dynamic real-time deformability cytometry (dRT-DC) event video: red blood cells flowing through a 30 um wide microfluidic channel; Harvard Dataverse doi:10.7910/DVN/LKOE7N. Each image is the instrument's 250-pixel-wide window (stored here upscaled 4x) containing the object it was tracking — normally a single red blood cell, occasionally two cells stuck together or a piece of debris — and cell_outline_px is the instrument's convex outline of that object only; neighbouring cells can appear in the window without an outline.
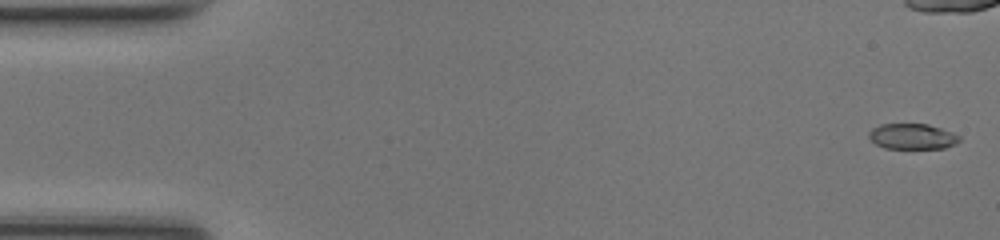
{"species": "common noctule bat (a hibernating species)", "species_latin": "Nyctalus noctula", "temperature_condition": "room temperature", "stored_images_in_passage": 50, "camera_frame_rate_fps": 3000, "um_per_image_px": 0.085, "animal": {"sex": "female", "body_mass_g": 17.0, "forearm_length_mm": 48.0}, "frame": {"image": 1, "passage_image": 1, "time_ms": 0.0, "image_size_px": [1000, 240], "cell_outline_px": [[960, 140], [956, 144], [944, 148], [884, 148], [876, 144], [868, 136], [868, 132], [872, 128], [880, 124], [928, 124], [952, 132], [960, 136]], "centroid_in_image_um": [77.54, 11.59], "position_along_channel_um": 7.5, "area_um2": 13.47}}
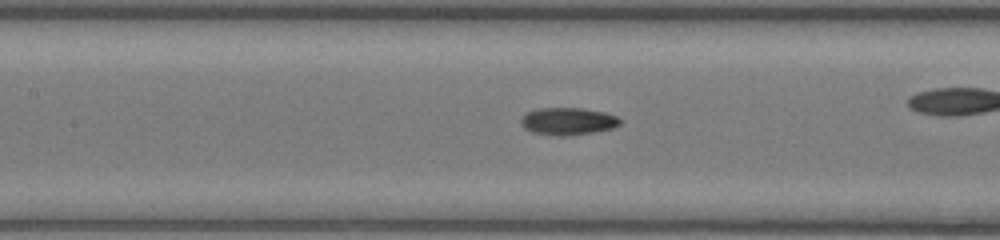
{"frame": {"image": 2, "passage_image": 22, "time_ms": 7.0, "image_size_px": [1000, 240], "cell_outline_px": [[620, 124], [612, 128], [592, 132], [568, 136], [556, 136], [532, 132], [524, 128], [520, 124], [520, 116], [536, 108], [580, 108], [604, 112], [616, 116], [620, 120]], "centroid_in_image_um": [48.21, 10.31], "position_along_channel_um": 159.2, "area_um2": 15.84}}
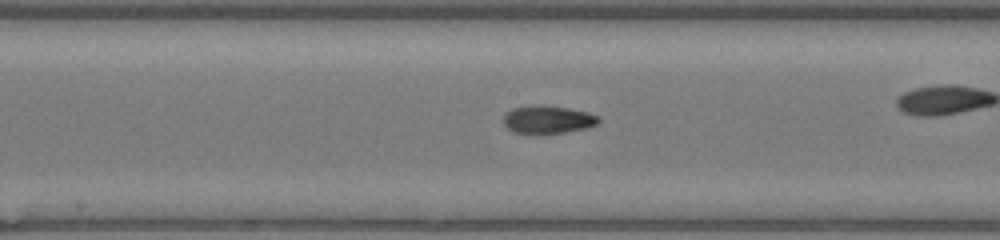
{"frame": {"image": 3, "passage_image": 25, "time_ms": 8.0, "image_size_px": [1000, 240], "cell_outline_px": [[600, 120], [596, 124], [588, 128], [544, 136], [528, 136], [512, 132], [504, 124], [504, 116], [512, 108], [568, 108], [588, 112], [600, 116]], "centroid_in_image_um": [46.59, 10.27], "position_along_channel_um": 201.6, "area_um2": 15.43}, "authors_computed_cell_mechanics": {"area_um2": 14.9413, "velocity_mm_per_s": 4.256, "shape_relaxation_time_tau1_ms": 7.0613, "shape_relaxation_time_tau2_ms": 4.7869, "deformation_change_tau1": 0.2235, "deformation_change_tau2": 0.1008}}